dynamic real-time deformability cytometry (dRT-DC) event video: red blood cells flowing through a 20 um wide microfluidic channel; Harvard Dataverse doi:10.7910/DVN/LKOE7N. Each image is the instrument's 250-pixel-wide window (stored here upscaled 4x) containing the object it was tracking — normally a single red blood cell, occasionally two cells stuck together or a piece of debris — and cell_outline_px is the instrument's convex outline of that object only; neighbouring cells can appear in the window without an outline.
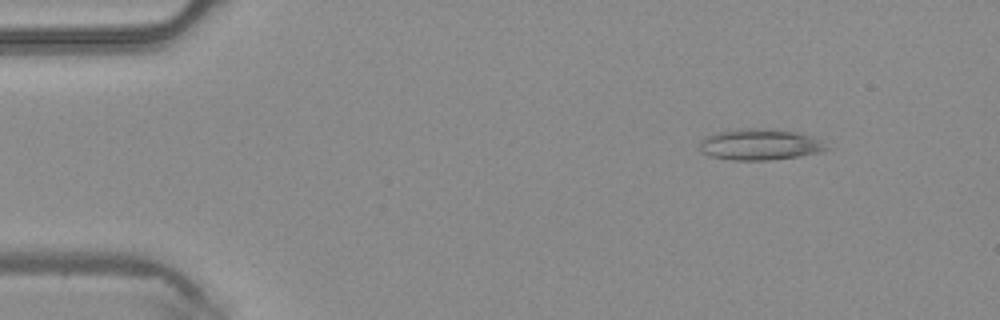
{"species": "common noctule bat (a hibernating species)", "species_latin": "Nyctalus noctula", "temperature_condition": "warm", "stored_images_in_passage": 4, "camera_frame_rate_fps": 3000, "um_per_image_px": 0.085, "animal": {"sex": "male", "body_mass_g": 20.4}, "frame": {"image": 1, "passage_image": 2, "time_ms": 0.333, "image_size_px": [1000, 320], "cell_outline_px": [[832, 148], [820, 152], [800, 156], [768, 160], [732, 160], [712, 156], [704, 152], [700, 148], [700, 140], [704, 136], [712, 132], [740, 128], [764, 128], [796, 132], [812, 136]], "centroid_in_image_um": [64.58, 12.27], "position_along_channel_um": 20.4, "area_um2": 23.18}}